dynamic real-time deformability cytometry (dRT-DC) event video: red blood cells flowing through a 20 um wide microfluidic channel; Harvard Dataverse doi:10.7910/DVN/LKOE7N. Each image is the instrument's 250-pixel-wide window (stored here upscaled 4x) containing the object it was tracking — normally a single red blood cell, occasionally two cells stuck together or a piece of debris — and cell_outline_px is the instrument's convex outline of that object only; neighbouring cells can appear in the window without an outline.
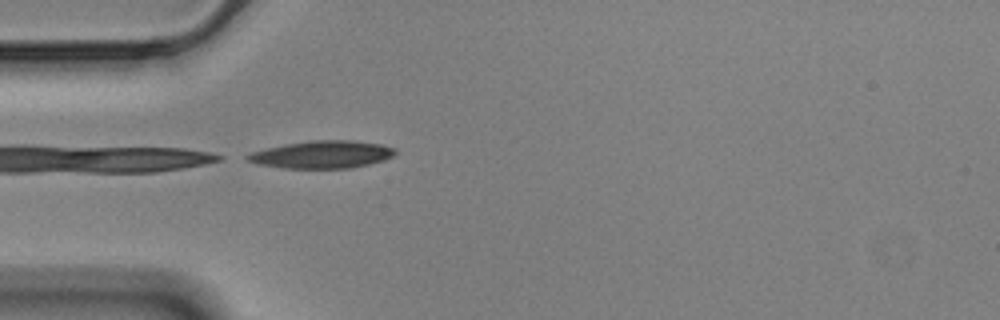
{"species": "Egyptian fruit bat (a non-hibernating species)", "species_latin": "Rousettus aegyptiacus", "temperature_condition": "cold", "stored_images_in_passage": 4, "camera_frame_rate_fps": 3000, "um_per_image_px": 0.085, "animal": {"sex": "male"}, "frame": {"image": 1, "passage_image": 1, "time_ms": 0.0, "image_size_px": [1000, 320], "cell_outline_px": [[396, 152], [392, 156], [384, 160], [352, 168], [284, 168], [256, 164], [244, 160], [244, 156], [252, 152], [284, 144], [308, 140], [352, 140], [380, 144], [396, 148]], "centroid_in_image_um": [27.35, 13.13], "position_along_channel_um": 57.7, "area_um2": 23.81}}